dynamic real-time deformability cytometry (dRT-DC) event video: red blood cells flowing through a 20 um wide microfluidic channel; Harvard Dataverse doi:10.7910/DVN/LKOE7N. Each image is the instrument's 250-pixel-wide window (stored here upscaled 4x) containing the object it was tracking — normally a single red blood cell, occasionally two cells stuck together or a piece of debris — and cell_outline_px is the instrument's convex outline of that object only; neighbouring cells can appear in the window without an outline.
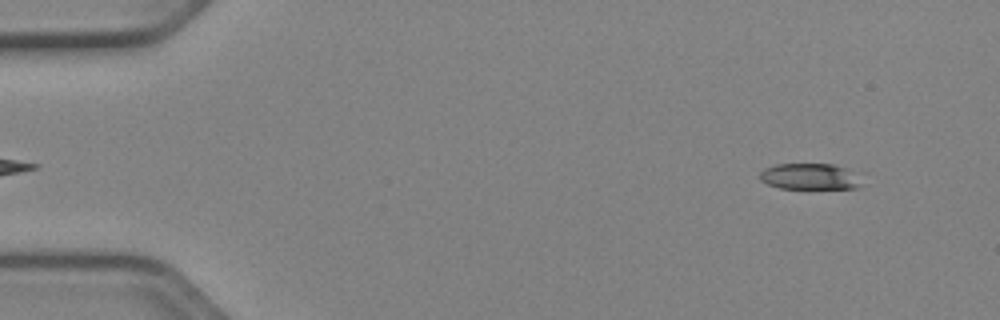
{"species": "Egyptian fruit bat (a non-hibernating species)", "species_latin": "Rousettus aegyptiacus", "temperature_condition": "cold", "stored_images_in_passage": 51, "camera_frame_rate_fps": 3000, "um_per_image_px": 0.085, "animal": {"sex": "female"}, "frame": {"image": 1, "passage_image": 4, "time_ms": 1.0, "image_size_px": [1000, 320], "cell_outline_px": [[856, 188], [780, 188], [768, 184], [760, 180], [760, 172], [764, 168], [776, 164], [832, 164], [844, 168], [856, 184]], "centroid_in_image_um": [68.6, 14.99], "position_along_channel_um": 16.4, "area_um2": 14.57}}
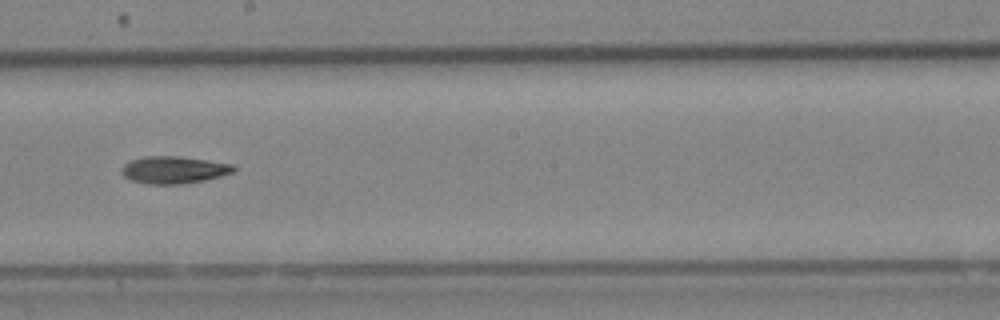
{"frame": {"image": 2, "passage_image": 29, "time_ms": 9.333, "image_size_px": [1000, 320], "cell_outline_px": [[236, 168], [232, 172], [220, 176], [204, 180], [180, 184], [148, 184], [132, 180], [124, 176], [120, 172], [120, 168], [128, 160], [144, 156], [180, 156], [232, 164]], "centroid_in_image_um": [14.71, 14.43], "position_along_channel_um": 233.5, "area_um2": 17.8}}
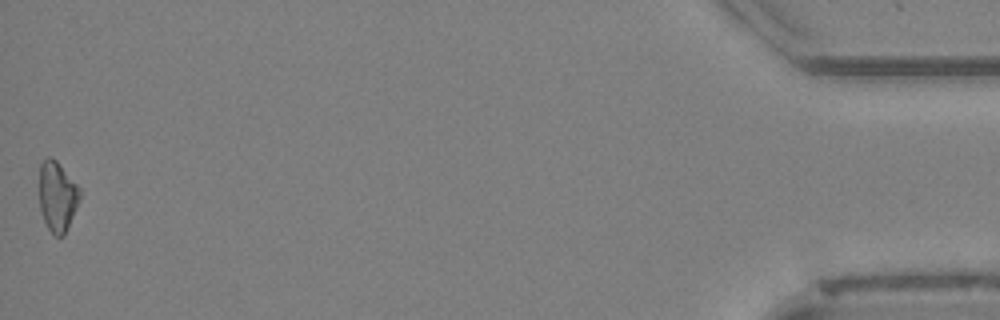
{"frame": {"image": 3, "passage_image": 51, "time_ms": 16.667, "image_size_px": [1000, 320], "cell_outline_px": [[80, 196], [76, 208], [64, 236], [56, 236], [48, 228], [44, 220], [40, 208], [40, 164], [48, 156], [52, 156], [56, 160], [80, 188]], "centroid_in_image_um": [4.87, 16.68], "position_along_channel_um": 430.3, "area_um2": 16.3}, "authors_computed_cell_mechanics": {"area_um2": 16.9354, "velocity_mm_per_s": 3.9632, "shape_relaxation_time_tau1_ms": 7.7697, "shape_relaxation_time_tau2_ms": null, "deformation_change_tau1": 0.1629, "deformation_change_tau2": null}}